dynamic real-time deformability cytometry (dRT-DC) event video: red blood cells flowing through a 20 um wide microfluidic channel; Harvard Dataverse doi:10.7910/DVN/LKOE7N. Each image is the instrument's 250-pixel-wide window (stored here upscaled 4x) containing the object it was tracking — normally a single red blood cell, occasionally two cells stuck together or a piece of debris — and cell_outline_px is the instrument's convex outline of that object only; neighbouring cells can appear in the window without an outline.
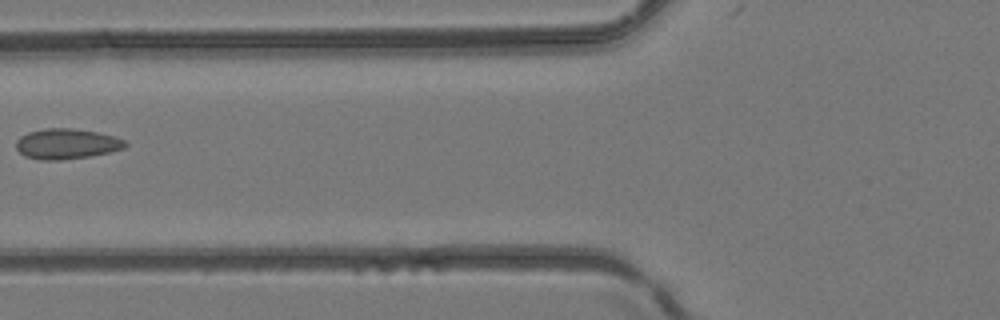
{"species": "common noctule bat (a hibernating species)", "species_latin": "Nyctalus noctula", "temperature_condition": "room temperature", "stored_images_in_passage": 5, "camera_frame_rate_fps": 3000, "um_per_image_px": 0.085, "animal": {"sex": "female", "body_mass_g": 24.6, "forearm_length_mm": 56.2}, "frame": {"image": 1, "passage_image": 5, "time_ms": 1.333, "image_size_px": [1000, 320], "cell_outline_px": [[128, 144], [124, 148], [108, 152], [88, 156], [60, 160], [40, 160], [24, 156], [16, 148], [16, 140], [20, 136], [28, 132], [44, 128], [72, 128], [96, 132], [116, 136], [124, 140]], "centroid_in_image_um": [5.64, 12.22], "position_along_channel_um": 120.2, "area_um2": 19.31}}